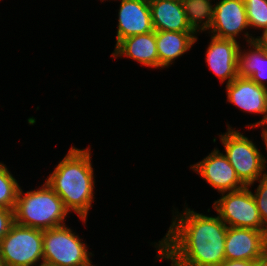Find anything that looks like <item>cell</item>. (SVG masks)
<instances>
[{
    "instance_id": "6da1fadb",
    "label": "cell",
    "mask_w": 267,
    "mask_h": 266,
    "mask_svg": "<svg viewBox=\"0 0 267 266\" xmlns=\"http://www.w3.org/2000/svg\"><path fill=\"white\" fill-rule=\"evenodd\" d=\"M159 241L160 258L171 266H218L225 258L228 226L217 216H206L185 208ZM178 216V218H177Z\"/></svg>"
},
{
    "instance_id": "7a4b0ae2",
    "label": "cell",
    "mask_w": 267,
    "mask_h": 266,
    "mask_svg": "<svg viewBox=\"0 0 267 266\" xmlns=\"http://www.w3.org/2000/svg\"><path fill=\"white\" fill-rule=\"evenodd\" d=\"M90 149L71 147L46 183L62 199L65 208L84 222L93 200L95 186Z\"/></svg>"
},
{
    "instance_id": "3957f363",
    "label": "cell",
    "mask_w": 267,
    "mask_h": 266,
    "mask_svg": "<svg viewBox=\"0 0 267 266\" xmlns=\"http://www.w3.org/2000/svg\"><path fill=\"white\" fill-rule=\"evenodd\" d=\"M69 211L62 199L48 186L34 191H27L24 195L19 188L14 208L15 223L21 226L41 230L59 227Z\"/></svg>"
},
{
    "instance_id": "277c9868",
    "label": "cell",
    "mask_w": 267,
    "mask_h": 266,
    "mask_svg": "<svg viewBox=\"0 0 267 266\" xmlns=\"http://www.w3.org/2000/svg\"><path fill=\"white\" fill-rule=\"evenodd\" d=\"M231 128L228 125V131L220 135L225 147V156L236 171L239 180L246 187H250L255 180L264 176L265 172H262L265 171L266 159L248 137Z\"/></svg>"
},
{
    "instance_id": "5b68a950",
    "label": "cell",
    "mask_w": 267,
    "mask_h": 266,
    "mask_svg": "<svg viewBox=\"0 0 267 266\" xmlns=\"http://www.w3.org/2000/svg\"><path fill=\"white\" fill-rule=\"evenodd\" d=\"M86 243L65 225L43 230V263L82 266L90 261Z\"/></svg>"
},
{
    "instance_id": "8992f818",
    "label": "cell",
    "mask_w": 267,
    "mask_h": 266,
    "mask_svg": "<svg viewBox=\"0 0 267 266\" xmlns=\"http://www.w3.org/2000/svg\"><path fill=\"white\" fill-rule=\"evenodd\" d=\"M0 255L6 266L43 263V230L14 223L0 241Z\"/></svg>"
},
{
    "instance_id": "52a82bcc",
    "label": "cell",
    "mask_w": 267,
    "mask_h": 266,
    "mask_svg": "<svg viewBox=\"0 0 267 266\" xmlns=\"http://www.w3.org/2000/svg\"><path fill=\"white\" fill-rule=\"evenodd\" d=\"M248 188L222 193V197L214 202L213 207L218 217L228 227L267 231L261 221L252 192Z\"/></svg>"
},
{
    "instance_id": "ba28073f",
    "label": "cell",
    "mask_w": 267,
    "mask_h": 266,
    "mask_svg": "<svg viewBox=\"0 0 267 266\" xmlns=\"http://www.w3.org/2000/svg\"><path fill=\"white\" fill-rule=\"evenodd\" d=\"M228 102L248 113L264 114L263 119L249 128L267 125V87L250 78L237 76L226 86Z\"/></svg>"
},
{
    "instance_id": "9c48e42d",
    "label": "cell",
    "mask_w": 267,
    "mask_h": 266,
    "mask_svg": "<svg viewBox=\"0 0 267 266\" xmlns=\"http://www.w3.org/2000/svg\"><path fill=\"white\" fill-rule=\"evenodd\" d=\"M212 188L221 194L246 187L223 153L214 149L207 157L191 166Z\"/></svg>"
},
{
    "instance_id": "30bf717a",
    "label": "cell",
    "mask_w": 267,
    "mask_h": 266,
    "mask_svg": "<svg viewBox=\"0 0 267 266\" xmlns=\"http://www.w3.org/2000/svg\"><path fill=\"white\" fill-rule=\"evenodd\" d=\"M267 250V231L228 227L225 258L253 261Z\"/></svg>"
},
{
    "instance_id": "8fae6325",
    "label": "cell",
    "mask_w": 267,
    "mask_h": 266,
    "mask_svg": "<svg viewBox=\"0 0 267 266\" xmlns=\"http://www.w3.org/2000/svg\"><path fill=\"white\" fill-rule=\"evenodd\" d=\"M248 27L244 0H221L214 6L210 26L212 36L236 40L237 35Z\"/></svg>"
},
{
    "instance_id": "7c38bea8",
    "label": "cell",
    "mask_w": 267,
    "mask_h": 266,
    "mask_svg": "<svg viewBox=\"0 0 267 266\" xmlns=\"http://www.w3.org/2000/svg\"><path fill=\"white\" fill-rule=\"evenodd\" d=\"M117 43L124 38L154 31L149 0H121Z\"/></svg>"
},
{
    "instance_id": "4fadbf2b",
    "label": "cell",
    "mask_w": 267,
    "mask_h": 266,
    "mask_svg": "<svg viewBox=\"0 0 267 266\" xmlns=\"http://www.w3.org/2000/svg\"><path fill=\"white\" fill-rule=\"evenodd\" d=\"M240 45L236 40L220 39L211 36L206 51V62L209 68L227 85L238 76V56Z\"/></svg>"
},
{
    "instance_id": "5bb4252c",
    "label": "cell",
    "mask_w": 267,
    "mask_h": 266,
    "mask_svg": "<svg viewBox=\"0 0 267 266\" xmlns=\"http://www.w3.org/2000/svg\"><path fill=\"white\" fill-rule=\"evenodd\" d=\"M155 31L195 32L189 25L181 0H149Z\"/></svg>"
},
{
    "instance_id": "9a60e30c",
    "label": "cell",
    "mask_w": 267,
    "mask_h": 266,
    "mask_svg": "<svg viewBox=\"0 0 267 266\" xmlns=\"http://www.w3.org/2000/svg\"><path fill=\"white\" fill-rule=\"evenodd\" d=\"M112 55H125L148 67H160L156 47V31L147 34L133 35L122 39L115 47Z\"/></svg>"
},
{
    "instance_id": "2e32d148",
    "label": "cell",
    "mask_w": 267,
    "mask_h": 266,
    "mask_svg": "<svg viewBox=\"0 0 267 266\" xmlns=\"http://www.w3.org/2000/svg\"><path fill=\"white\" fill-rule=\"evenodd\" d=\"M196 32L156 31L160 67H169L196 42Z\"/></svg>"
},
{
    "instance_id": "e0dca14e",
    "label": "cell",
    "mask_w": 267,
    "mask_h": 266,
    "mask_svg": "<svg viewBox=\"0 0 267 266\" xmlns=\"http://www.w3.org/2000/svg\"><path fill=\"white\" fill-rule=\"evenodd\" d=\"M245 36L250 47L253 46L254 49L245 53L239 49L238 76L250 78L258 85L267 87L264 83V80L267 79V51L262 49L254 41L255 38L249 36L248 32Z\"/></svg>"
},
{
    "instance_id": "ac0fdd59",
    "label": "cell",
    "mask_w": 267,
    "mask_h": 266,
    "mask_svg": "<svg viewBox=\"0 0 267 266\" xmlns=\"http://www.w3.org/2000/svg\"><path fill=\"white\" fill-rule=\"evenodd\" d=\"M190 27L195 31L210 29L214 7L210 0H181ZM205 20V21H204ZM203 21V22H202ZM202 22V23H201ZM201 24V25H200Z\"/></svg>"
},
{
    "instance_id": "d6986e66",
    "label": "cell",
    "mask_w": 267,
    "mask_h": 266,
    "mask_svg": "<svg viewBox=\"0 0 267 266\" xmlns=\"http://www.w3.org/2000/svg\"><path fill=\"white\" fill-rule=\"evenodd\" d=\"M19 188L8 168L0 163V207L14 209Z\"/></svg>"
},
{
    "instance_id": "ffe728a7",
    "label": "cell",
    "mask_w": 267,
    "mask_h": 266,
    "mask_svg": "<svg viewBox=\"0 0 267 266\" xmlns=\"http://www.w3.org/2000/svg\"><path fill=\"white\" fill-rule=\"evenodd\" d=\"M249 27L267 29V0H244Z\"/></svg>"
},
{
    "instance_id": "44dd1931",
    "label": "cell",
    "mask_w": 267,
    "mask_h": 266,
    "mask_svg": "<svg viewBox=\"0 0 267 266\" xmlns=\"http://www.w3.org/2000/svg\"><path fill=\"white\" fill-rule=\"evenodd\" d=\"M260 182L255 194L252 193L264 227L267 229V173L258 179Z\"/></svg>"
},
{
    "instance_id": "7402d4cb",
    "label": "cell",
    "mask_w": 267,
    "mask_h": 266,
    "mask_svg": "<svg viewBox=\"0 0 267 266\" xmlns=\"http://www.w3.org/2000/svg\"><path fill=\"white\" fill-rule=\"evenodd\" d=\"M15 223L14 209L0 207V241Z\"/></svg>"
},
{
    "instance_id": "603a6c76",
    "label": "cell",
    "mask_w": 267,
    "mask_h": 266,
    "mask_svg": "<svg viewBox=\"0 0 267 266\" xmlns=\"http://www.w3.org/2000/svg\"><path fill=\"white\" fill-rule=\"evenodd\" d=\"M218 266H252V261L225 259Z\"/></svg>"
},
{
    "instance_id": "cb8c5ba5",
    "label": "cell",
    "mask_w": 267,
    "mask_h": 266,
    "mask_svg": "<svg viewBox=\"0 0 267 266\" xmlns=\"http://www.w3.org/2000/svg\"><path fill=\"white\" fill-rule=\"evenodd\" d=\"M256 43L265 51H267V29L263 30L262 36L255 38Z\"/></svg>"
},
{
    "instance_id": "d4e9b609",
    "label": "cell",
    "mask_w": 267,
    "mask_h": 266,
    "mask_svg": "<svg viewBox=\"0 0 267 266\" xmlns=\"http://www.w3.org/2000/svg\"><path fill=\"white\" fill-rule=\"evenodd\" d=\"M252 266H267V250L252 261Z\"/></svg>"
},
{
    "instance_id": "484cf974",
    "label": "cell",
    "mask_w": 267,
    "mask_h": 266,
    "mask_svg": "<svg viewBox=\"0 0 267 266\" xmlns=\"http://www.w3.org/2000/svg\"><path fill=\"white\" fill-rule=\"evenodd\" d=\"M262 131H263V132H262V138H263V140H264V143H265V146H266V150H267V128H266V129L263 128Z\"/></svg>"
},
{
    "instance_id": "4316f807",
    "label": "cell",
    "mask_w": 267,
    "mask_h": 266,
    "mask_svg": "<svg viewBox=\"0 0 267 266\" xmlns=\"http://www.w3.org/2000/svg\"><path fill=\"white\" fill-rule=\"evenodd\" d=\"M0 266H6L4 259L0 255Z\"/></svg>"
},
{
    "instance_id": "83f0119b",
    "label": "cell",
    "mask_w": 267,
    "mask_h": 266,
    "mask_svg": "<svg viewBox=\"0 0 267 266\" xmlns=\"http://www.w3.org/2000/svg\"><path fill=\"white\" fill-rule=\"evenodd\" d=\"M91 263H92V262L89 261L88 263H86V264H84V265H82V266H93ZM94 266H95V265H94Z\"/></svg>"
},
{
    "instance_id": "f1b7e54d",
    "label": "cell",
    "mask_w": 267,
    "mask_h": 266,
    "mask_svg": "<svg viewBox=\"0 0 267 266\" xmlns=\"http://www.w3.org/2000/svg\"><path fill=\"white\" fill-rule=\"evenodd\" d=\"M39 266H52V265H48L46 263H41V265L39 264Z\"/></svg>"
}]
</instances>
